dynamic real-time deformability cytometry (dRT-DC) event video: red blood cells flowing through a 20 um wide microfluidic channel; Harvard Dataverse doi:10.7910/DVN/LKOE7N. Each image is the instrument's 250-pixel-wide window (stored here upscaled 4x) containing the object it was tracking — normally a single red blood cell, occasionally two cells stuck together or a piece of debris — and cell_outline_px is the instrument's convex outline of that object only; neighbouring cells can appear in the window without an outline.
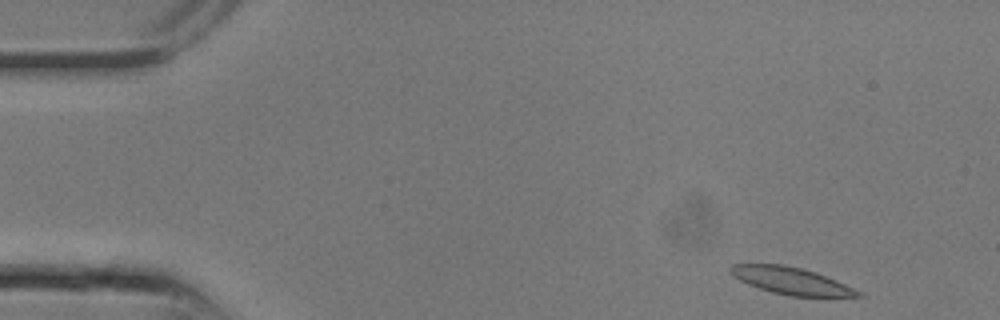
{"species": "common noctule bat (a hibernating species)", "species_latin": "Nyctalus noctula", "temperature_condition": "room temperature", "stored_images_in_passage": 6, "camera_frame_rate_fps": 3000, "um_per_image_px": 0.085, "animal": {"sex": "male", "body_mass_g": 13.3}, "frame": {"image": 1, "passage_image": 1, "time_ms": 0.0, "image_size_px": [1000, 320], "cell_outline_px": [[864, 296], [788, 296], [772, 292], [748, 284], [740, 280], [728, 268], [732, 264], [784, 264], [816, 272], [836, 280], [860, 292]], "centroid_in_image_um": [67.23, 23.86], "position_along_channel_um": 17.8, "area_um2": 19.71}}
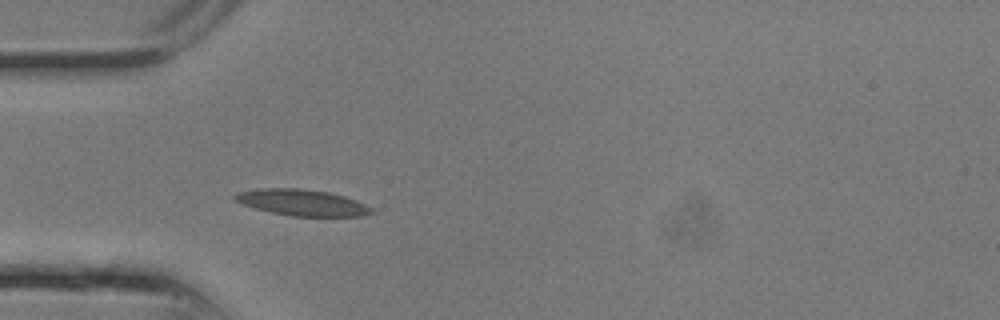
{"frame": {"image": 2, "passage_image": 6, "time_ms": 1.667, "image_size_px": [1000, 320], "cell_outline_px": [[376, 212], [364, 216], [292, 216], [272, 212], [256, 208], [232, 200], [232, 196], [240, 192], [260, 188], [300, 188], [328, 192], [344, 196], [356, 200], [372, 208]], "centroid_in_image_um": [25.7, 17.21], "position_along_channel_um": 59.3, "area_um2": 20.81}}